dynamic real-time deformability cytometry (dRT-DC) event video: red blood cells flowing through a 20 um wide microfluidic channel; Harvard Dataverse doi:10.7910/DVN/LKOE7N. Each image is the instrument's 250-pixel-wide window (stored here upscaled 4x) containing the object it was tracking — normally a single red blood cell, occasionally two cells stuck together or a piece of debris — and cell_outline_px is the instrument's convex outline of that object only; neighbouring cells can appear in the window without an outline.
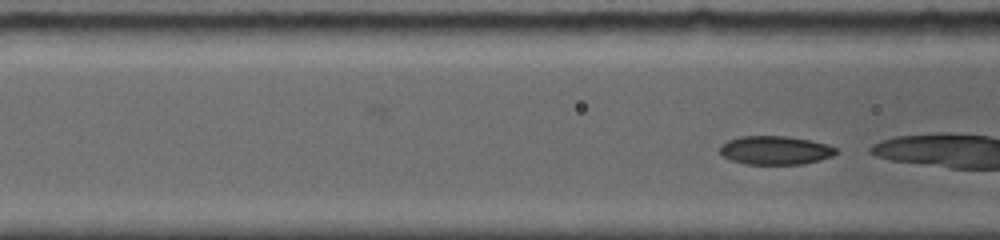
{"species": "common noctule bat (a hibernating species)", "species_latin": "Nyctalus noctula", "temperature_condition": "room temperature", "stored_images_in_passage": 7, "camera_frame_rate_fps": 5000, "um_per_image_px": 0.085, "animal": {"sex": "female", "body_mass_g": 19.0, "forearm_length_mm": 56.7}, "frame": {"image": 1, "passage_image": 7, "time_ms": 2.8, "image_size_px": [1000, 240], "cell_outline_px": [[840, 152], [832, 156], [820, 160], [804, 164], [748, 164], [732, 160], [724, 156], [720, 152], [720, 144], [728, 140], [740, 136], [784, 136], [812, 140], [828, 144], [836, 148]], "centroid_in_image_um": [65.94, 12.77], "position_along_channel_um": 100.7, "area_um2": 19.48}}